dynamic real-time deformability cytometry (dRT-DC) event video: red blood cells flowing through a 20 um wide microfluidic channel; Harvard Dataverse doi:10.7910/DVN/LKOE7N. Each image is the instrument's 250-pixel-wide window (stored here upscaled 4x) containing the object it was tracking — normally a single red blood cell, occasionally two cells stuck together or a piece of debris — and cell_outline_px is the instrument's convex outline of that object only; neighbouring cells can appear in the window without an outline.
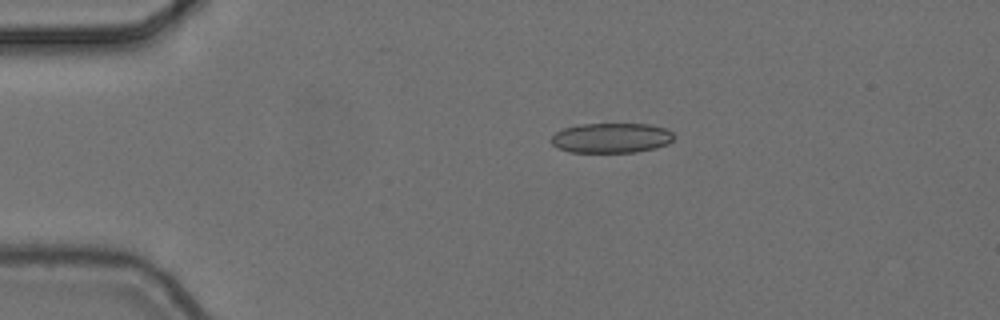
{"species": "common noctule bat (a hibernating species)", "species_latin": "Nyctalus noctula", "temperature_condition": "cold", "stored_images_in_passage": 6, "camera_frame_rate_fps": 3000, "um_per_image_px": 0.085, "animal": {"sex": "female", "body_mass_g": 24.6, "forearm_length_mm": 56.2}, "frame": {"image": 1, "passage_image": 4, "time_ms": 1.0, "image_size_px": [1000, 320], "cell_outline_px": [[676, 136], [668, 144], [656, 148], [636, 152], [568, 152], [556, 148], [552, 144], [552, 136], [556, 132], [564, 128], [580, 124], [648, 124], [668, 128]], "centroid_in_image_um": [51.99, 11.72], "position_along_channel_um": 33.0, "area_um2": 21.62}}
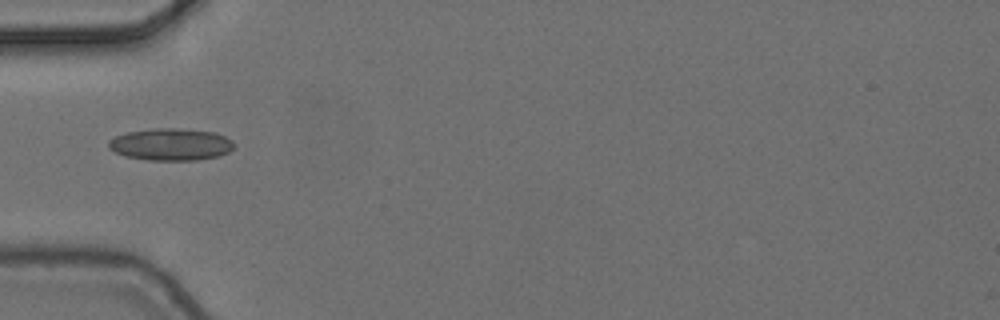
{"frame": {"image": 2, "passage_image": 6, "time_ms": 1.667, "image_size_px": [1000, 320], "cell_outline_px": [[236, 144], [228, 152], [220, 156], [196, 160], [148, 160], [124, 156], [108, 148], [108, 140], [116, 136], [128, 132], [152, 128], [176, 128], [212, 132], [224, 136], [232, 140]], "centroid_in_image_um": [14.51, 12.28], "position_along_channel_um": 70.5, "area_um2": 23.47}}